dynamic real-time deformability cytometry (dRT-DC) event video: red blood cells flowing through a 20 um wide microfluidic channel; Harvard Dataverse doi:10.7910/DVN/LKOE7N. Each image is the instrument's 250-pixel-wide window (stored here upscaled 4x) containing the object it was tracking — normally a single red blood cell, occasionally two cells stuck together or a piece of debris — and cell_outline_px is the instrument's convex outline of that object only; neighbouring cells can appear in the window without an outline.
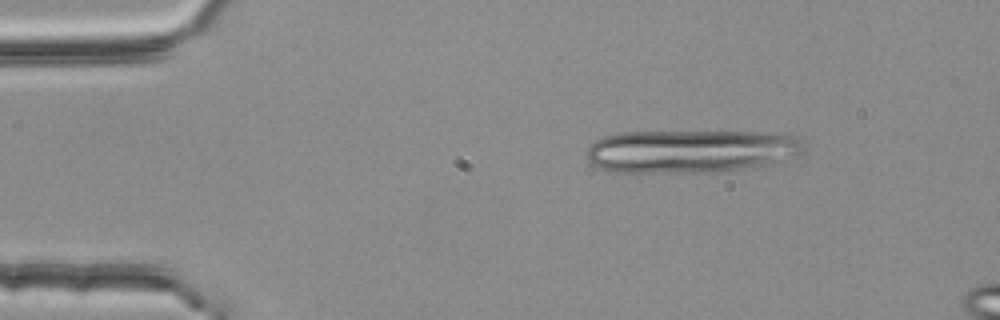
{"species": "common noctule bat (a hibernating species)", "species_latin": "Nyctalus noctula", "temperature_condition": "room temperature", "stored_images_in_passage": 11, "camera_frame_rate_fps": 3000, "um_per_image_px": 0.085, "animal": {"sex": "female", "body_mass_g": 25.1}, "frame": {"image": 1, "passage_image": 4, "time_ms": 1.0, "image_size_px": [1000, 320], "cell_outline_px": [[804, 152], [764, 164], [744, 168], [716, 172], [616, 172], [600, 168], [592, 164], [588, 160], [588, 148], [596, 140], [604, 136], [620, 132], [756, 132], [800, 136], [804, 140]], "centroid_in_image_um": [58.69, 12.84], "position_along_channel_um": 26.3, "area_um2": 54.16}}